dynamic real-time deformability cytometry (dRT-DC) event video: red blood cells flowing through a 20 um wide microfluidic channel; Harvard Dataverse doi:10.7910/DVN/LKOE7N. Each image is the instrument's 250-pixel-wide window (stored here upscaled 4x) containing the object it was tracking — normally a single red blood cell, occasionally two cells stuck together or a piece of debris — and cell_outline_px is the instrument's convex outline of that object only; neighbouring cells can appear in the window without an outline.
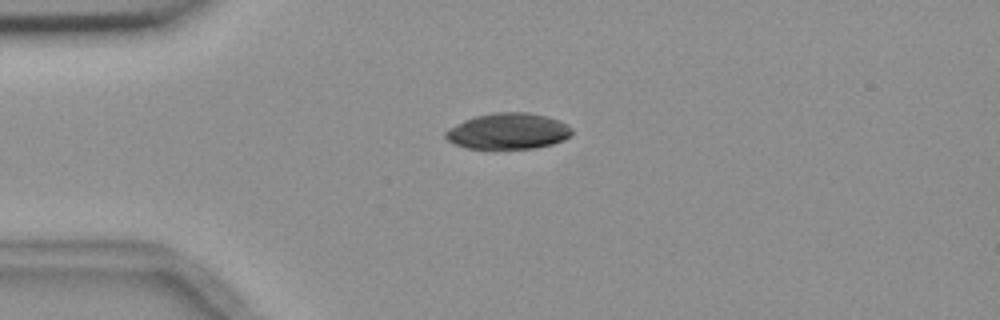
{"species": "common noctule bat (a hibernating species)", "species_latin": "Nyctalus noctula", "temperature_condition": "room temperature", "stored_images_in_passage": 2, "camera_frame_rate_fps": 3000, "um_per_image_px": 0.085, "animal": {"sex": "female", "body_mass_g": 18.4}, "frame": {"image": 1, "passage_image": 1, "time_ms": 0.0, "image_size_px": [1000, 320], "cell_outline_px": [[572, 136], [564, 140], [552, 144], [532, 148], [468, 148], [456, 144], [448, 140], [444, 136], [444, 132], [448, 128], [464, 120], [476, 116], [496, 112], [528, 112], [548, 116], [560, 120], [568, 124], [572, 128]], "centroid_in_image_um": [43.23, 11.13], "position_along_channel_um": 41.8, "area_um2": 26.59}}